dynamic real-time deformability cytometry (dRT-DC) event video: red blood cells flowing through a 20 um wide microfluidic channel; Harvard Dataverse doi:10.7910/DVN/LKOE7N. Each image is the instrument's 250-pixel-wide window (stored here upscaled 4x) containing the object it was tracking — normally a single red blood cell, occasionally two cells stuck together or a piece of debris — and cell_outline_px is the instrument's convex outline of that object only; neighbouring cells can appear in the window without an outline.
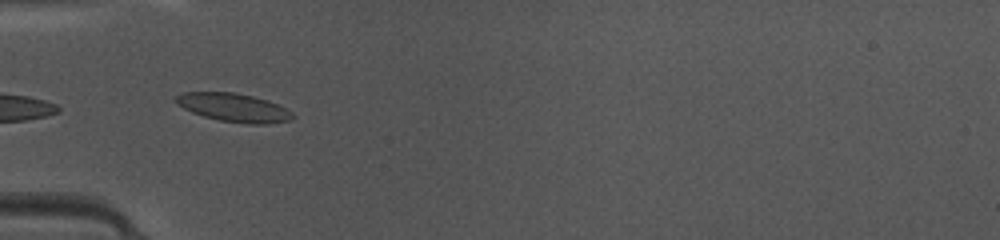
{"species": "common noctule bat (a hibernating species)", "species_latin": "Nyctalus noctula", "temperature_condition": "warm", "stored_images_in_passage": 33, "camera_frame_rate_fps": 3000, "um_per_image_px": 0.085, "animal": {"sex": "female", "body_mass_g": 10.0, "forearm_length_mm": 53.1}, "frame": {"image": 1, "passage_image": 1, "time_ms": 0.0, "image_size_px": [1000, 240], "cell_outline_px": [[296, 116], [292, 120], [268, 124], [248, 124], [220, 120], [204, 116], [192, 112], [184, 108], [172, 96], [184, 92], [236, 92], [268, 100], [292, 112]], "centroid_in_image_um": [19.9, 9.14], "position_along_channel_um": 65.1, "area_um2": 19.31}, "authors_computed_cell_mechanics": {"area_um2": 18.207, "velocity_mm_per_s": 4.1727, "shape_relaxation_time_tau1_ms": 2.7822, "shape_relaxation_time_tau2_ms": null, "deformation_change_tau1": 0.0786, "deformation_change_tau2": null}}